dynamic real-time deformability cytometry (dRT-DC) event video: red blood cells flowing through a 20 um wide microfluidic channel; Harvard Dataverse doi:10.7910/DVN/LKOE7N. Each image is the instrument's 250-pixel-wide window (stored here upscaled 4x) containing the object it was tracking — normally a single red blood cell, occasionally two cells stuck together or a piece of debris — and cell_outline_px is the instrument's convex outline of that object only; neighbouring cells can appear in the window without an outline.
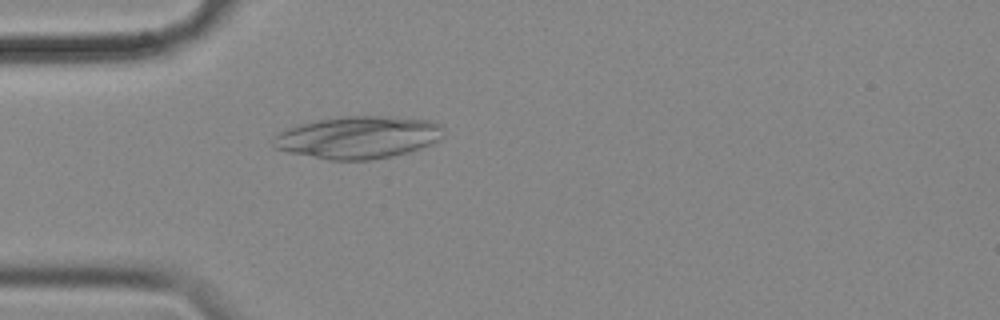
{"species": "common noctule bat (a hibernating species)", "species_latin": "Nyctalus noctula", "temperature_condition": "cold", "stored_images_in_passage": 56, "camera_frame_rate_fps": 3000, "um_per_image_px": 0.085, "animal": {"sex": "female", "body_mass_g": 18.4}, "frame": {"image": 1, "passage_image": 16, "time_ms": 5.0, "image_size_px": [1000, 320], "cell_outline_px": [[444, 136], [432, 144], [404, 152], [372, 160], [332, 160], [288, 152], [276, 148], [272, 144], [272, 140], [280, 132], [296, 124], [312, 120], [344, 116], [384, 116], [432, 120], [440, 124], [444, 128]], "centroid_in_image_um": [30.44, 11.65], "position_along_channel_um": 54.6, "area_um2": 42.02}}
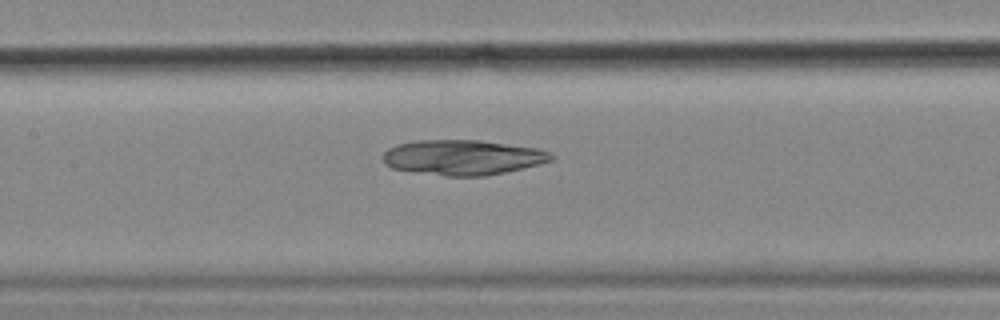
{"frame": {"image": 2, "passage_image": 26, "time_ms": 8.333, "image_size_px": [1000, 320], "cell_outline_px": [[556, 156], [552, 160], [504, 172], [484, 176], [448, 176], [392, 168], [384, 164], [384, 152], [388, 148], [396, 144], [416, 140], [480, 140], [536, 148], [548, 152]], "centroid_in_image_um": [39.3, 13.36], "position_along_channel_um": 168.1, "area_um2": 34.04}}
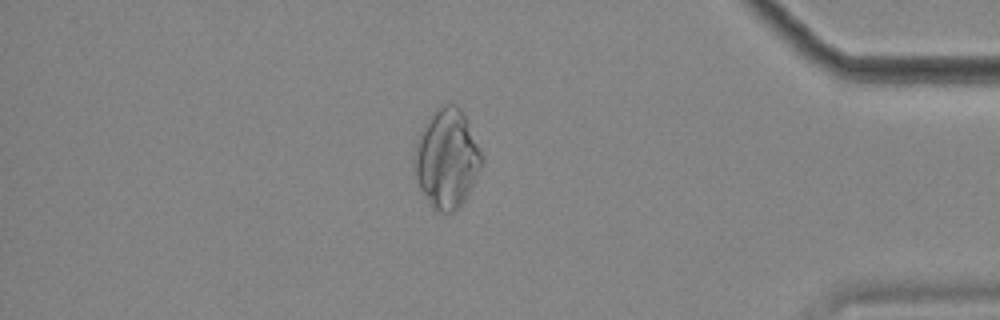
{"frame": {"image": 3, "passage_image": 48, "time_ms": 15.667, "image_size_px": [1000, 320], "cell_outline_px": [[484, 164], [468, 192], [460, 204], [452, 212], [436, 212], [432, 208], [420, 188], [416, 176], [412, 160], [412, 156], [416, 140], [424, 124], [432, 112], [444, 104], [456, 104], [464, 112], [484, 156]], "centroid_in_image_um": [37.98, 13.44], "position_along_channel_um": 397.2, "area_um2": 39.19}}